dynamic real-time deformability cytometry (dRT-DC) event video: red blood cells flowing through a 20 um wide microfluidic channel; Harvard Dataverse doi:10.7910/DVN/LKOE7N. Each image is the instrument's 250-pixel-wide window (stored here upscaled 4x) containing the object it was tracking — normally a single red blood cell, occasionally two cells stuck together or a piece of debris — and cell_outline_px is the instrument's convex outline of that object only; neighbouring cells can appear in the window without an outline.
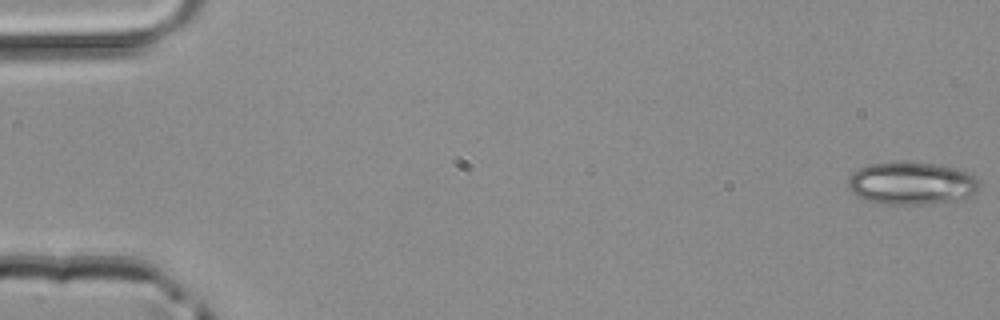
{"species": "common noctule bat (a hibernating species)", "species_latin": "Nyctalus noctula", "temperature_condition": "room temperature", "stored_images_in_passage": 49, "camera_frame_rate_fps": 3000, "um_per_image_px": 0.085, "animal": {"sex": "male", "body_mass_g": 20.4}, "frame": {"image": 1, "passage_image": 1, "time_ms": 0.0, "image_size_px": [1000, 320], "cell_outline_px": [[980, 188], [976, 192], [968, 196], [956, 200], [928, 204], [884, 204], [868, 200], [856, 196], [848, 188], [848, 176], [852, 172], [868, 164], [936, 164], [964, 168], [972, 172], [976, 176], [980, 184]], "centroid_in_image_um": [77.54, 15.59], "position_along_channel_um": 7.5, "area_um2": 32.54}}
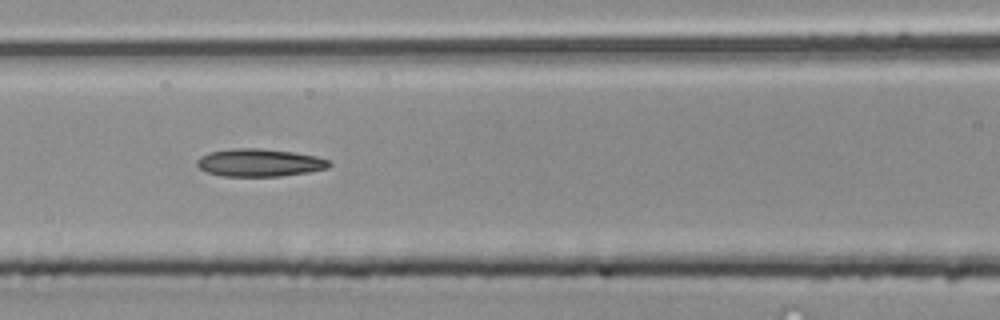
{"frame": {"image": 2, "passage_image": 22, "time_ms": 7.0, "image_size_px": [1000, 320], "cell_outline_px": [[332, 164], [328, 168], [308, 172], [280, 176], [224, 176], [208, 172], [200, 168], [196, 164], [196, 160], [200, 156], [208, 152], [232, 148], [260, 148], [292, 152], [316, 156], [328, 160]], "centroid_in_image_um": [22.04, 13.82], "position_along_channel_um": 144.6, "area_um2": 21.33}}
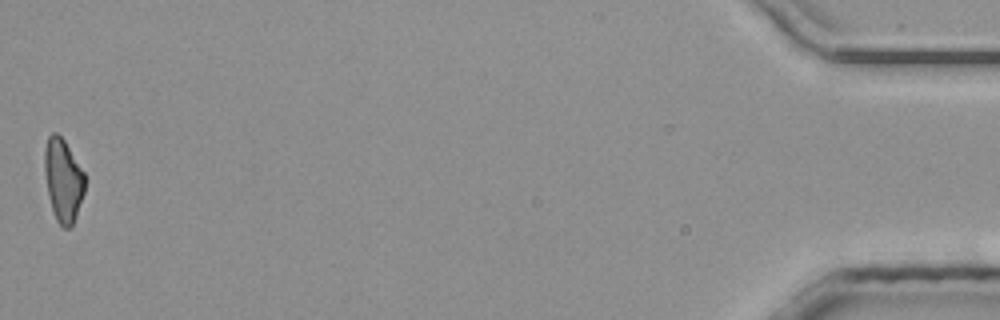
{"frame": {"image": 3, "passage_image": 49, "time_ms": 16.0, "image_size_px": [1000, 320], "cell_outline_px": [[84, 192], [76, 216], [72, 224], [68, 228], [64, 228], [56, 220], [48, 196], [44, 172], [44, 148], [48, 136], [52, 132], [56, 132], [64, 140], [84, 172]], "centroid_in_image_um": [5.34, 15.29], "position_along_channel_um": 429.9, "area_um2": 19.36}}